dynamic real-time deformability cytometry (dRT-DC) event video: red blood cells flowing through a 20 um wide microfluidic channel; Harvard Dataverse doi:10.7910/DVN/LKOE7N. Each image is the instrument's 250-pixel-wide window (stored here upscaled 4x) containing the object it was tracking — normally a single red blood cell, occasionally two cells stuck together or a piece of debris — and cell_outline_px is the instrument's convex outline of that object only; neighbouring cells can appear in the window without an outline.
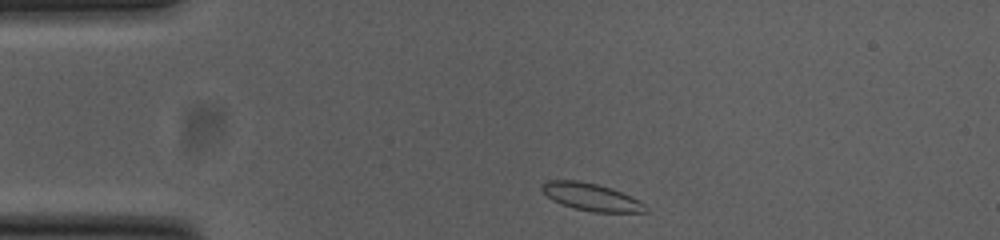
{"species": "common noctule bat (a hibernating species)", "species_latin": "Nyctalus noctula", "temperature_condition": "cold", "stored_images_in_passage": 44, "camera_frame_rate_fps": 3000, "um_per_image_px": 0.085, "animal": {"sex": "female", "body_mass_g": 23.0, "forearm_length_mm": 53.4}, "frame": {"image": 1, "passage_image": 1, "time_ms": 0.0, "image_size_px": [1000, 240], "cell_outline_px": [[648, 212], [592, 212], [572, 208], [552, 200], [540, 188], [540, 184], [548, 180], [576, 180], [596, 184], [612, 188], [644, 204], [648, 208]], "centroid_in_image_um": [50.2, 16.74], "position_along_channel_um": 34.8, "area_um2": 16.42}}
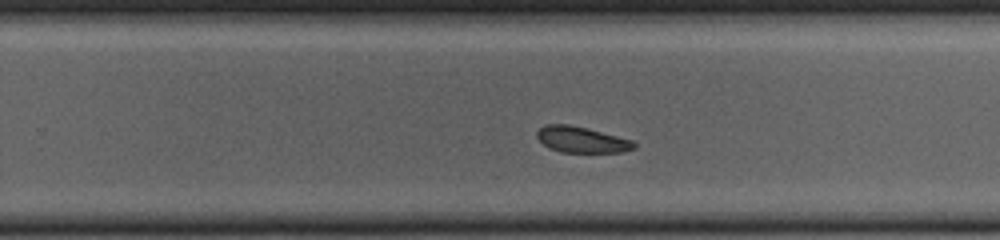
{"frame": {"image": 2, "passage_image": 24, "time_ms": 7.667, "image_size_px": [1000, 240], "cell_outline_px": [[636, 148], [624, 152], [560, 152], [548, 148], [536, 136], [536, 132], [544, 124], [568, 124], [588, 128], [632, 140], [636, 144]], "centroid_in_image_um": [49.43, 11.87], "position_along_channel_um": 280.4, "area_um2": 14.8}}
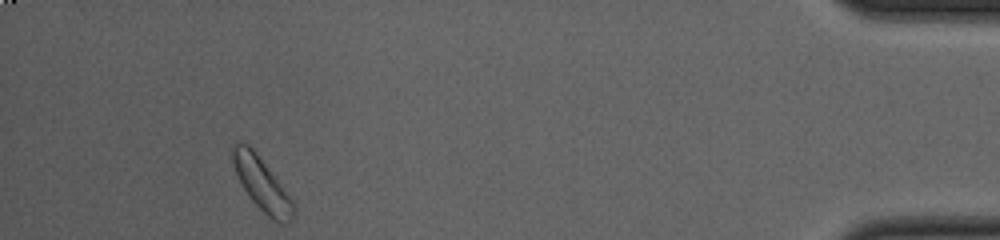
{"frame": {"image": 3, "passage_image": 40, "time_ms": 13.0, "image_size_px": [1000, 240], "cell_outline_px": [[296, 212], [292, 220], [284, 224], [280, 224], [272, 220], [252, 200], [244, 188], [236, 172], [232, 160], [232, 152], [236, 144], [248, 144], [256, 152], [284, 188], [296, 204]], "centroid_in_image_um": [22.33, 15.72], "position_along_channel_um": 412.9, "area_um2": 18.44}, "authors_computed_cell_mechanics": {"area_um2": 16.2707, "velocity_mm_per_s": 3.7261, "shape_relaxation_time_tau1_ms": 9.4482, "shape_relaxation_time_tau2_ms": 2.4216, "deformation_change_tau1": 0.1108, "deformation_change_tau2": 0.063}}